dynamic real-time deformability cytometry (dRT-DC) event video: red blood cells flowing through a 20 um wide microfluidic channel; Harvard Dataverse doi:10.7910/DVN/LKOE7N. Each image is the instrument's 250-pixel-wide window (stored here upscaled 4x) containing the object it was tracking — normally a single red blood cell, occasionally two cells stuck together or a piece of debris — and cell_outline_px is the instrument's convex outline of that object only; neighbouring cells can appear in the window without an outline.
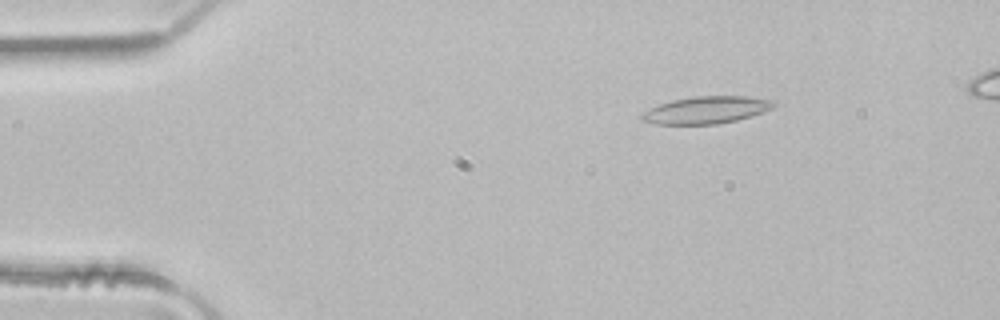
{"species": "common noctule bat (a hibernating species)", "species_latin": "Nyctalus noctula", "temperature_condition": "room temperature", "stored_images_in_passage": 5, "camera_frame_rate_fps": 3000, "um_per_image_px": 0.085, "animal": {"sex": "male", "body_mass_g": 21.5, "forearm_length_mm": 52.0}, "frame": {"image": 1, "passage_image": 2, "time_ms": 0.333, "image_size_px": [1000, 320], "cell_outline_px": [[776, 104], [772, 108], [764, 112], [752, 116], [736, 120], [716, 124], [656, 124], [640, 120], [640, 116], [644, 112], [660, 104], [672, 100], [696, 96], [748, 96], [776, 100]], "centroid_in_image_um": [60.09, 9.34], "position_along_channel_um": 24.9, "area_um2": 20.92}}